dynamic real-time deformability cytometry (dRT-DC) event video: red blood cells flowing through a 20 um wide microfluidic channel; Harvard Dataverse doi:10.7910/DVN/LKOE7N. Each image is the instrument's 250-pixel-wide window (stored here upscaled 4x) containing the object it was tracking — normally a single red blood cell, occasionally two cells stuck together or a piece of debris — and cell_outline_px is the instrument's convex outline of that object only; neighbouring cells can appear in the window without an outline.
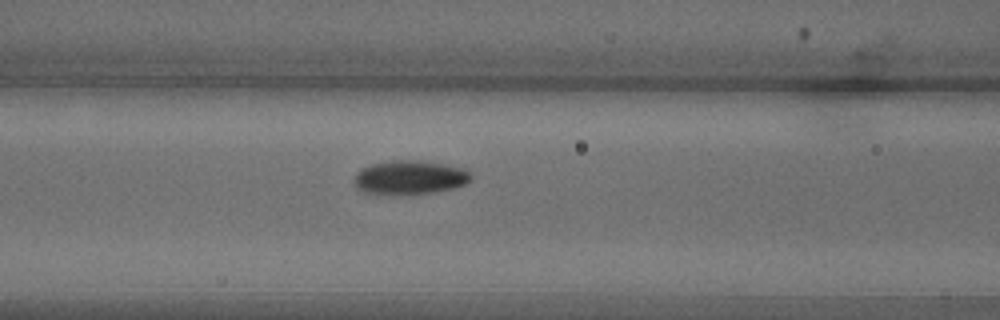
{"species": "common noctule bat (a hibernating species)", "species_latin": "Nyctalus noctula", "temperature_condition": "warm", "stored_images_in_passage": 34, "camera_frame_rate_fps": 3000, "um_per_image_px": 0.085, "animal": {"sex": "male", "body_mass_g": 18.8}, "frame": {"image": 1, "passage_image": 6, "time_ms": 1.667, "image_size_px": [1000, 320], "cell_outline_px": [[472, 180], [464, 184], [452, 188], [436, 192], [364, 192], [356, 188], [356, 172], [372, 164], [392, 160], [420, 160], [444, 164], [464, 168], [472, 176]], "centroid_in_image_um": [34.89, 15.04], "position_along_channel_um": 131.7, "area_um2": 22.25}}
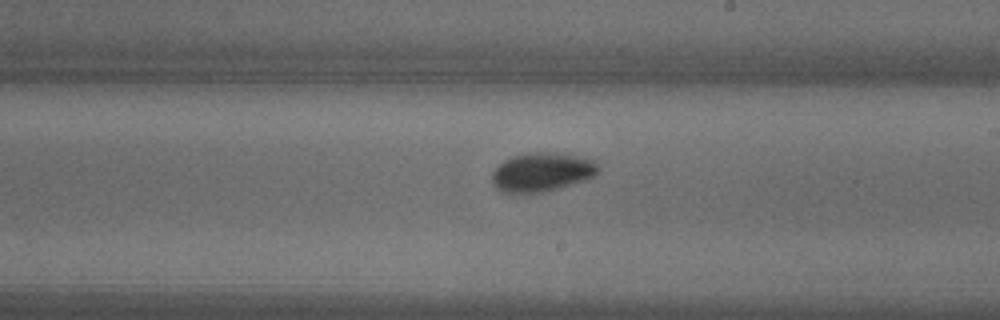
{"frame": {"image": 2, "passage_image": 14, "time_ms": 4.333, "image_size_px": [1000, 320], "cell_outline_px": [[600, 168], [596, 176], [588, 180], [548, 192], [528, 196], [512, 196], [500, 192], [492, 184], [492, 172], [504, 160], [512, 156], [528, 152], [568, 152], [596, 160], [600, 164]], "centroid_in_image_um": [46.1, 14.67], "position_along_channel_um": 242.9, "area_um2": 25.89}}
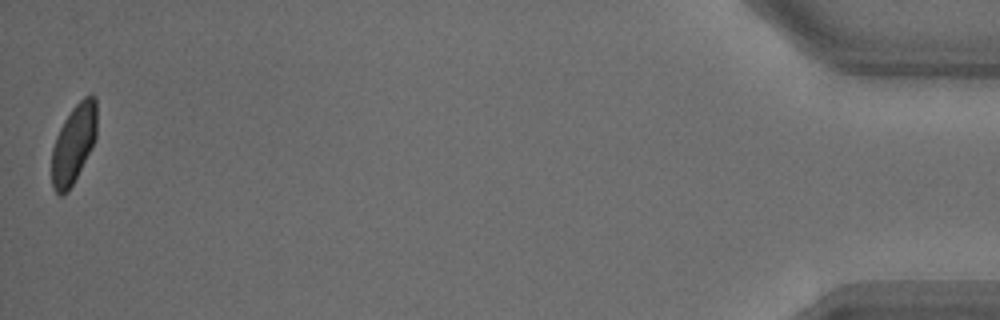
{"frame": {"image": 3, "passage_image": 34, "time_ms": 11.0, "image_size_px": [1000, 320], "cell_outline_px": [[96, 136], [92, 148], [68, 192], [64, 196], [60, 196], [52, 188], [52, 148], [56, 136], [64, 120], [72, 108], [84, 96], [92, 92], [96, 96]], "centroid_in_image_um": [6.26, 12.22], "position_along_channel_um": 428.9, "area_um2": 20.87}, "authors_computed_cell_mechanics": {"area_um2": 22.3975, "velocity_mm_per_s": 4.1798, "shape_relaxation_time_tau1_ms": 3.3304, "shape_relaxation_time_tau2_ms": 1.0338, "deformation_change_tau1": 0.1289, "deformation_change_tau2": 0.0485}}